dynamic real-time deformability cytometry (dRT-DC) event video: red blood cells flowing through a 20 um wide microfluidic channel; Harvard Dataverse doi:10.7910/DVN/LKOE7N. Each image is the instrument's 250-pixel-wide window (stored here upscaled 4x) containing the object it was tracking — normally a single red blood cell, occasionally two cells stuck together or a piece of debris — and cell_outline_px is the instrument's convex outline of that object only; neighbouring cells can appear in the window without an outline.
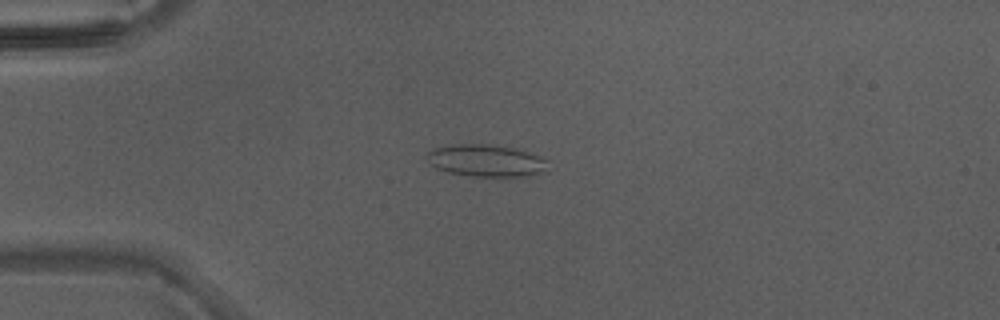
{"species": "Egyptian fruit bat (a non-hibernating species)", "species_latin": "Rousettus aegyptiacus", "temperature_condition": "warm", "stored_images_in_passage": 45, "camera_frame_rate_fps": 3000, "um_per_image_px": 0.085, "animal": {"sex": "male"}, "frame": {"image": 1, "passage_image": 12, "time_ms": 3.667, "image_size_px": [1000, 320], "cell_outline_px": [[548, 172], [524, 176], [472, 176], [448, 172], [436, 168], [424, 160], [428, 152], [432, 148], [452, 144], [488, 144], [516, 148], [540, 156], [544, 160]], "centroid_in_image_um": [41.26, 13.64], "position_along_channel_um": 43.7, "area_um2": 22.77}}
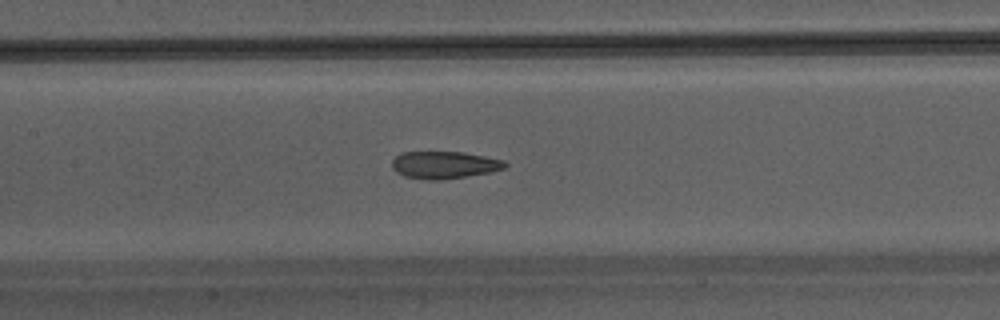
{"frame": {"image": 2, "passage_image": 22, "time_ms": 7.0, "image_size_px": [1000, 320], "cell_outline_px": [[508, 164], [504, 168], [492, 172], [440, 180], [424, 180], [404, 176], [396, 172], [392, 168], [392, 160], [400, 152], [460, 152], [484, 156], [504, 160]], "centroid_in_image_um": [37.74, 14.02], "position_along_channel_um": 169.7, "area_um2": 18.03}}
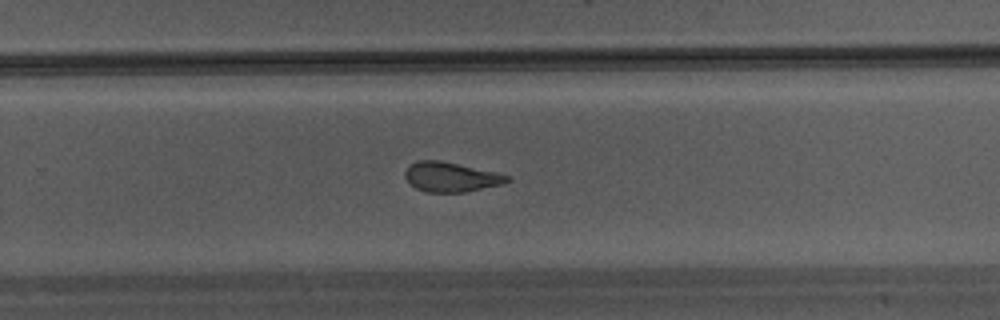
{"frame": {"image": 3, "passage_image": 30, "time_ms": 9.667, "image_size_px": [1000, 320], "cell_outline_px": [[512, 180], [504, 184], [464, 192], [428, 192], [416, 188], [404, 176], [404, 172], [408, 164], [416, 160], [440, 160], [496, 172], [512, 176]], "centroid_in_image_um": [38.35, 15.03], "position_along_channel_um": 291.5, "area_um2": 17.8}}